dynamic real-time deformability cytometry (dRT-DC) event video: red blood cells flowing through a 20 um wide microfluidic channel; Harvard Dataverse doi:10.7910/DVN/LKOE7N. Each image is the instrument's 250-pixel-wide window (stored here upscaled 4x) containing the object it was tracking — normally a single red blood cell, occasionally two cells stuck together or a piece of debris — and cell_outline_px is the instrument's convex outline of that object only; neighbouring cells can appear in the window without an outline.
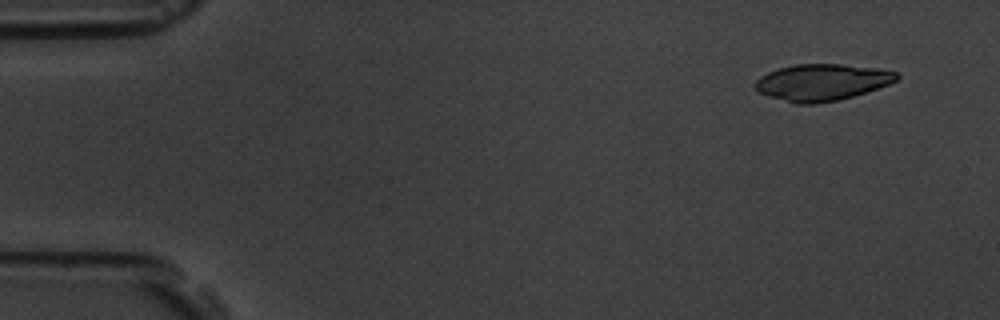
{"species": "common noctule bat (a hibernating species)", "species_latin": "Nyctalus noctula", "temperature_condition": "room temperature", "stored_images_in_passage": 15, "camera_frame_rate_fps": 3000, "um_per_image_px": 0.085, "animal": {"sex": "male", "body_mass_g": 19.5, "forearm_length_mm": 54.6}, "frame": {"image": 1, "passage_image": 1, "time_ms": 0.0, "image_size_px": [1000, 320], "cell_outline_px": [[900, 76], [896, 80], [888, 84], [868, 92], [836, 100], [816, 104], [796, 104], [768, 96], [760, 92], [752, 84], [760, 76], [768, 72], [780, 68], [796, 64], [844, 64], [876, 68], [896, 72]], "centroid_in_image_um": [69.85, 6.99], "position_along_channel_um": 15.2, "area_um2": 30.11}}